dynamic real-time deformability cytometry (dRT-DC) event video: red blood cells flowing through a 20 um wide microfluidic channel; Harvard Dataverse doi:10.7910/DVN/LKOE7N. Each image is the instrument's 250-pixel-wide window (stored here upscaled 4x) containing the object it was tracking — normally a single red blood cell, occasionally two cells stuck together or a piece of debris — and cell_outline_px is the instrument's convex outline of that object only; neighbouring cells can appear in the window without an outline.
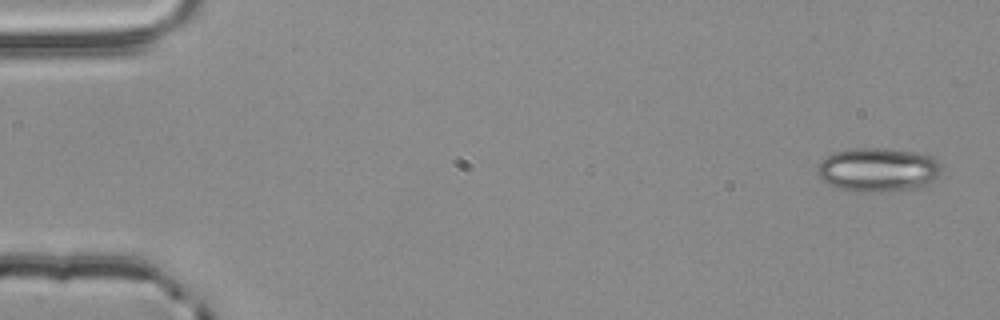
{"species": "common noctule bat (a hibernating species)", "species_latin": "Nyctalus noctula", "temperature_condition": "room temperature", "stored_images_in_passage": 4, "camera_frame_rate_fps": 3000, "um_per_image_px": 0.085, "animal": {"sex": "male", "body_mass_g": 20.4}, "frame": {"image": 1, "passage_image": 1, "time_ms": 0.0, "image_size_px": [1000, 320], "cell_outline_px": [[940, 172], [936, 180], [928, 184], [916, 188], [872, 192], [856, 192], [840, 188], [828, 184], [820, 176], [816, 168], [820, 160], [836, 152], [856, 148], [884, 148], [916, 152], [932, 156], [940, 164]], "centroid_in_image_um": [74.65, 14.43], "position_along_channel_um": 10.4, "area_um2": 31.67}}